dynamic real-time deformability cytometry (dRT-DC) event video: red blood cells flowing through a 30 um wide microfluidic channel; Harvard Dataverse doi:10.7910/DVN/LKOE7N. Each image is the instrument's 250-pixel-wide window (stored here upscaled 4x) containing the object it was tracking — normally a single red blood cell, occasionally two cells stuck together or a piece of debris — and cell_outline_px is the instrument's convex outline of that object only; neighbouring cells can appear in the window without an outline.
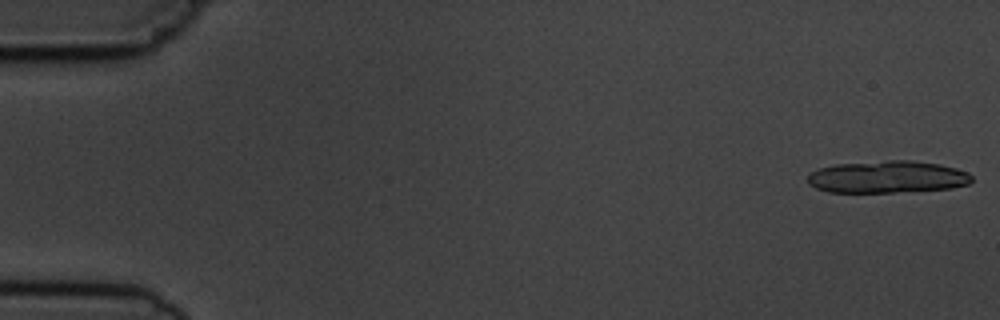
{"species": "common noctule bat (a hibernating species)", "species_latin": "Nyctalus noctula", "temperature_condition": "cold", "stored_images_in_passage": 5, "camera_frame_rate_fps": 3000, "um_per_image_px": 0.085, "animal": {"sex": "male", "body_mass_g": 19.5, "forearm_length_mm": 54.6}, "frame": {"image": 1, "passage_image": 1, "time_ms": 0.0, "image_size_px": [1000, 320], "cell_outline_px": [[972, 180], [968, 184], [952, 188], [892, 192], [828, 192], [816, 188], [808, 184], [808, 176], [816, 168], [836, 164], [888, 160], [912, 160], [940, 164], [956, 168], [968, 172], [972, 176]], "centroid_in_image_um": [75.42, 15.03], "position_along_channel_um": 9.6, "area_um2": 30.87}}